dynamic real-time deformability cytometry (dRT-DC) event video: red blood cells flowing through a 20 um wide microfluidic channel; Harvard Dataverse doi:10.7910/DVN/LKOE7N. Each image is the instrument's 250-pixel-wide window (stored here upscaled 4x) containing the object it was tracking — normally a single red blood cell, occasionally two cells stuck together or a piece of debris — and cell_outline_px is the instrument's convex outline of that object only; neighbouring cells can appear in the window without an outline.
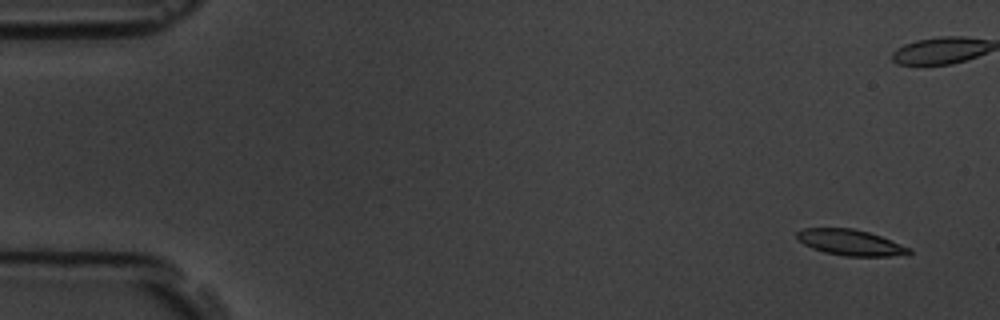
{"species": "common noctule bat (a hibernating species)", "species_latin": "Nyctalus noctula", "temperature_condition": "room temperature", "stored_images_in_passage": 16, "camera_frame_rate_fps": 3000, "um_per_image_px": 0.085, "animal": {"sex": "male", "body_mass_g": 19.5, "forearm_length_mm": 54.6}, "frame": {"image": 1, "passage_image": 1, "time_ms": 0.0, "image_size_px": [1000, 320], "cell_outline_px": [[912, 252], [908, 256], [844, 256], [824, 252], [812, 248], [804, 244], [796, 236], [796, 232], [804, 228], [852, 228], [868, 232], [880, 236], [912, 248]], "centroid_in_image_um": [72.34, 20.62], "position_along_channel_um": 12.7, "area_um2": 16.99}}
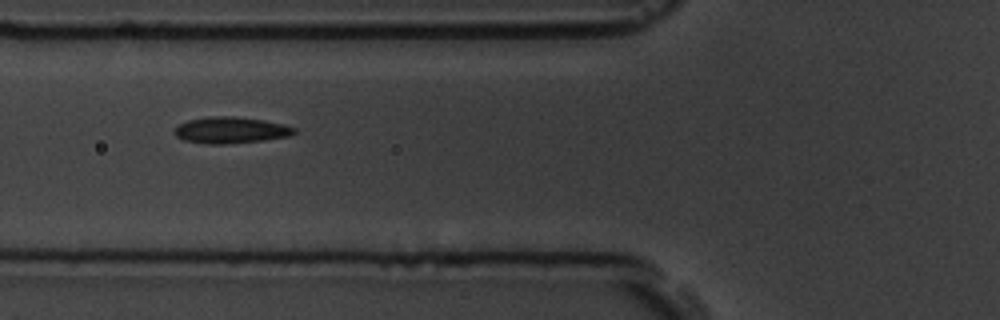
{"frame": {"image": 2, "passage_image": 7, "time_ms": 7.333, "image_size_px": [1000, 320], "cell_outline_px": [[296, 132], [288, 136], [264, 140], [228, 144], [204, 144], [184, 140], [176, 136], [172, 132], [180, 124], [188, 120], [208, 116], [232, 116], [264, 120], [284, 124], [296, 128]], "centroid_in_image_um": [19.6, 11.06], "position_along_channel_um": 106.2, "area_um2": 18.5}}
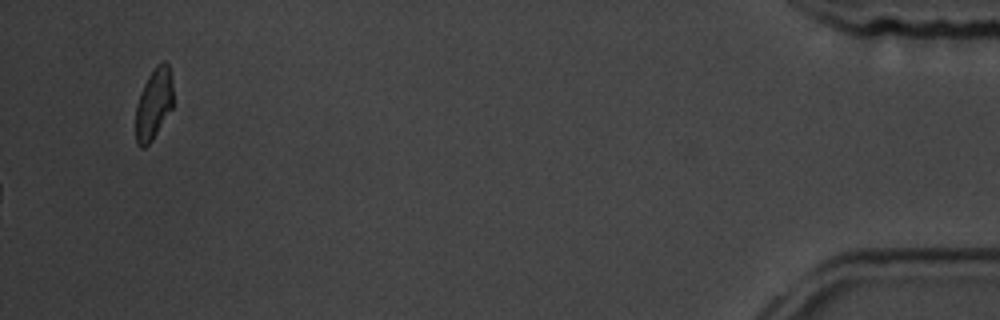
{"frame": {"image": 3, "passage_image": 16, "time_ms": 18.333, "image_size_px": [1000, 320], "cell_outline_px": [[172, 108], [152, 140], [144, 148], [140, 148], [136, 144], [136, 104], [140, 92], [148, 76], [156, 64], [164, 60], [168, 64], [172, 76]], "centroid_in_image_um": [13.06, 8.81], "position_along_channel_um": 422.1, "area_um2": 15.61}, "authors_computed_cell_mechanics": {"area_um2": 17.2244, "velocity_mm_per_s": 3.6138, "shape_relaxation_time_tau1_ms": 4.9108, "shape_relaxation_time_tau2_ms": 2.4082, "deformation_change_tau1": 0.0715, "deformation_change_tau2": 0.0548}}